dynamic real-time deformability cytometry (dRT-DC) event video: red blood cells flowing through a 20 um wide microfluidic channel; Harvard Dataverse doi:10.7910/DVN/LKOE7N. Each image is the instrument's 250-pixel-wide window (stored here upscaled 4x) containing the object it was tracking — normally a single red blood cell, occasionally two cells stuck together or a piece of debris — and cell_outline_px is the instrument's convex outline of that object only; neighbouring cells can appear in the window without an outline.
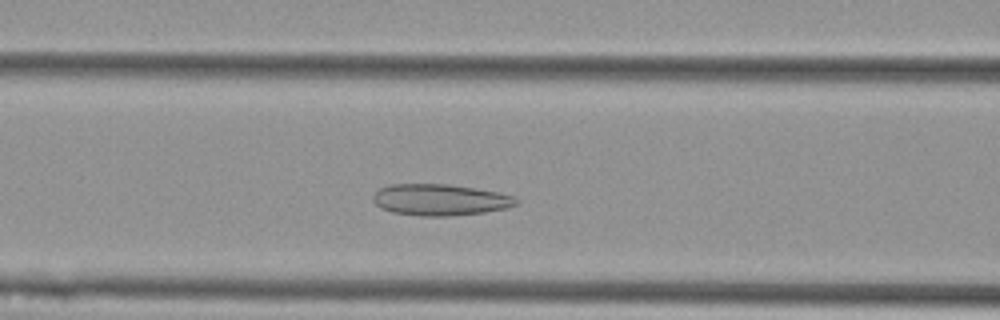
{"species": "Egyptian fruit bat (a non-hibernating species)", "species_latin": "Rousettus aegyptiacus", "temperature_condition": "cold", "stored_images_in_passage": 42, "camera_frame_rate_fps": 3000, "um_per_image_px": 0.085, "animal": {"sex": "female"}, "frame": {"image": 1, "passage_image": 11, "time_ms": 3.333, "image_size_px": [1000, 320], "cell_outline_px": [[520, 204], [504, 208], [484, 212], [448, 216], [420, 216], [392, 212], [380, 208], [372, 200], [372, 196], [380, 188], [392, 184], [444, 184], [500, 192], [516, 196], [520, 200]], "centroid_in_image_um": [37.42, 16.98], "position_along_channel_um": 129.2, "area_um2": 26.24}}
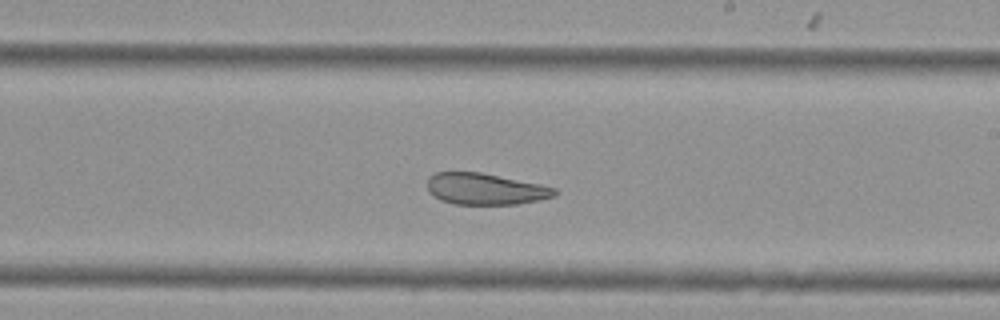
{"frame": {"image": 2, "passage_image": 21, "time_ms": 6.667, "image_size_px": [1000, 320], "cell_outline_px": [[560, 192], [556, 196], [540, 200], [516, 204], [452, 204], [440, 200], [432, 196], [428, 192], [428, 176], [436, 172], [480, 172], [540, 184], [556, 188]], "centroid_in_image_um": [41.25, 16.07], "position_along_channel_um": 247.7, "area_um2": 23.52}}
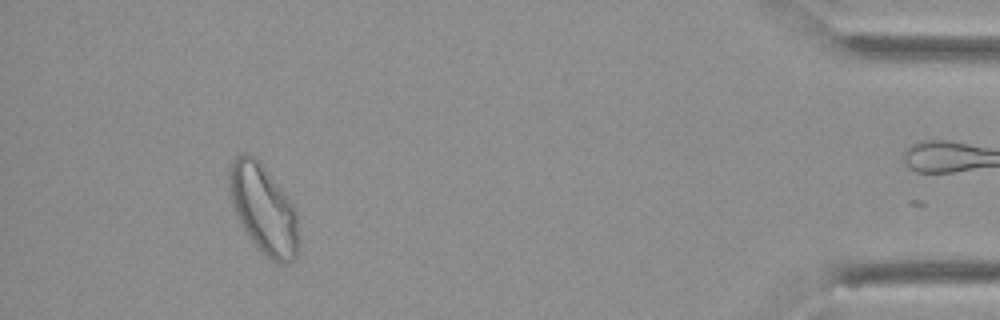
{"frame": {"image": 3, "passage_image": 40, "time_ms": 13.0, "image_size_px": [1000, 320], "cell_outline_px": [[300, 252], [296, 260], [288, 264], [276, 264], [260, 252], [244, 228], [236, 212], [228, 188], [228, 172], [236, 156], [244, 152], [248, 152], [260, 160], [296, 208], [300, 244]], "centroid_in_image_um": [22.46, 17.82], "position_along_channel_um": 412.7, "area_um2": 36.59}, "authors_computed_cell_mechanics": {"area_um2": 26.4724, "velocity_mm_per_s": 3.5854, "shape_relaxation_time_tau1_ms": null, "shape_relaxation_time_tau2_ms": 2.5227, "deformation_change_tau1": null, "deformation_change_tau2": 0.0891}}